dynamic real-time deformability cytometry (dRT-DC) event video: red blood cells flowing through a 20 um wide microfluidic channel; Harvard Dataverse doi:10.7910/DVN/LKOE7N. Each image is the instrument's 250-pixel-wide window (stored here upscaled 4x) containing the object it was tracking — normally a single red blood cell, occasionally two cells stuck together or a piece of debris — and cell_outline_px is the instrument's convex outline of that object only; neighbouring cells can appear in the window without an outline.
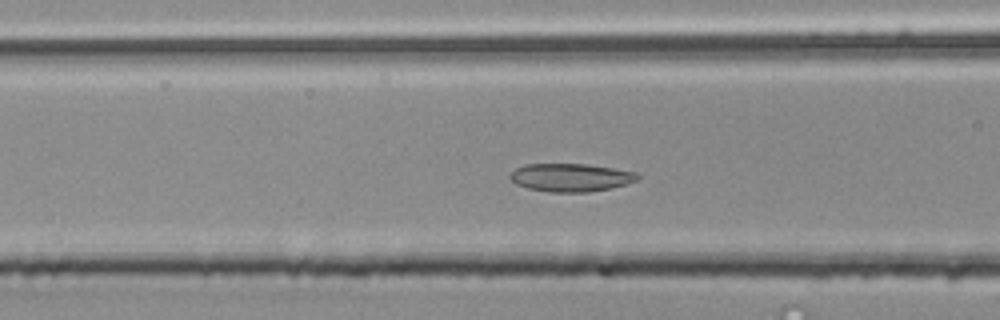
{"species": "common noctule bat (a hibernating species)", "species_latin": "Nyctalus noctula", "temperature_condition": "room temperature", "stored_images_in_passage": 42, "camera_frame_rate_fps": 3000, "um_per_image_px": 0.085, "animal": {"sex": "male", "body_mass_g": 20.4}, "frame": {"image": 1, "passage_image": 13, "time_ms": 4.0, "image_size_px": [1000, 320], "cell_outline_px": [[640, 180], [628, 184], [612, 188], [588, 192], [548, 192], [528, 188], [516, 184], [508, 176], [516, 168], [524, 164], [588, 164], [636, 172], [640, 176]], "centroid_in_image_um": [48.55, 15.09], "position_along_channel_um": 118.1, "area_um2": 21.04}}
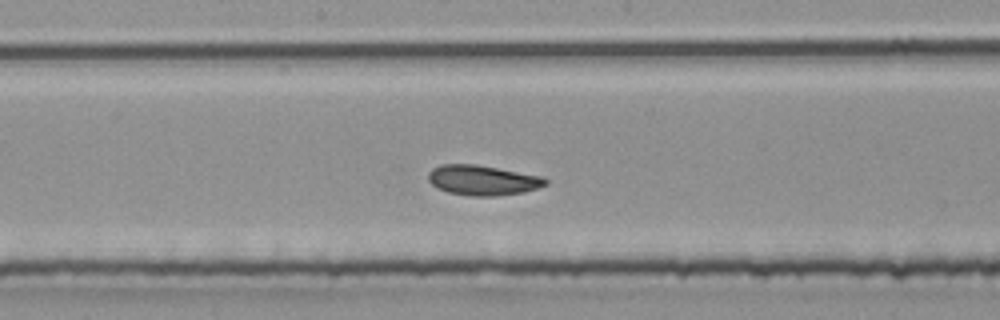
{"frame": {"image": 2, "passage_image": 20, "time_ms": 6.333, "image_size_px": [1000, 320], "cell_outline_px": [[548, 184], [524, 192], [496, 196], [468, 196], [448, 192], [436, 188], [428, 180], [428, 172], [432, 168], [440, 164], [476, 164], [544, 176], [548, 180]], "centroid_in_image_um": [41.02, 15.31], "position_along_channel_um": 207.2, "area_um2": 20.81}}
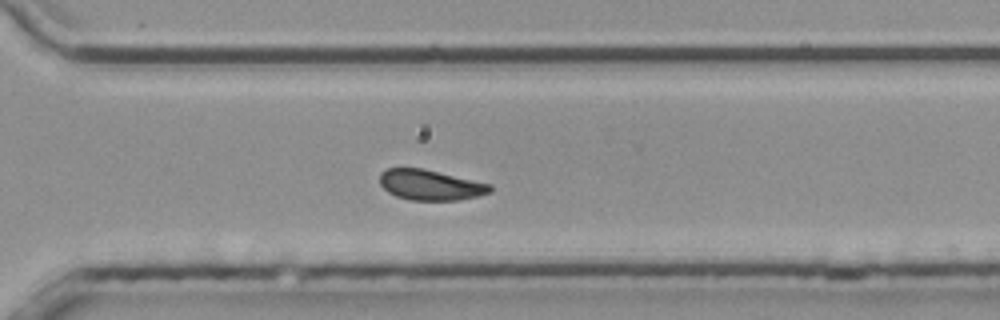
{"frame": {"image": 3, "passage_image": 30, "time_ms": 9.667, "image_size_px": [1000, 320], "cell_outline_px": [[492, 192], [480, 196], [456, 200], [408, 200], [396, 196], [388, 192], [380, 184], [380, 172], [388, 168], [420, 168], [492, 184]], "centroid_in_image_um": [36.59, 15.73], "position_along_channel_um": 334.0, "area_um2": 19.54}, "authors_computed_cell_mechanics": {"area_um2": 20.2011, "velocity_mm_per_s": 3.8177, "shape_relaxation_time_tau1_ms": 7.3635, "shape_relaxation_time_tau2_ms": 3.5146, "deformation_change_tau1": 0.1473, "deformation_change_tau2": 0.0666}}